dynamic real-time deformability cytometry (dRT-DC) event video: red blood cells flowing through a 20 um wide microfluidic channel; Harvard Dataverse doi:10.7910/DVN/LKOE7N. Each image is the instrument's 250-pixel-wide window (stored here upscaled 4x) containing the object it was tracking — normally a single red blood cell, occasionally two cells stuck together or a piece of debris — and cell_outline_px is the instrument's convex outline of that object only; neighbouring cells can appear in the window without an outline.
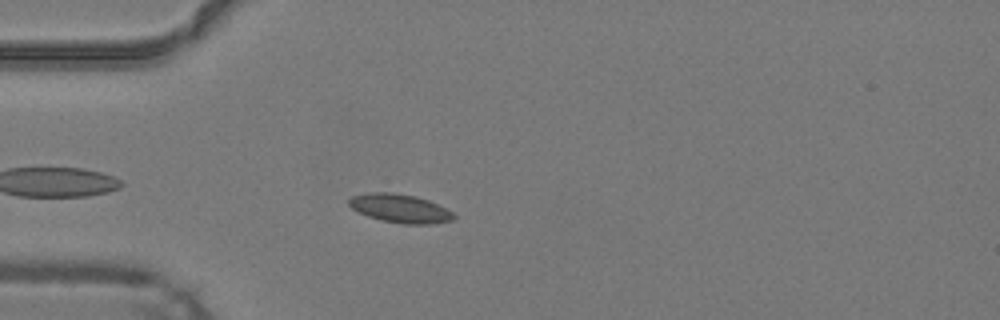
{"species": "common noctule bat (a hibernating species)", "species_latin": "Nyctalus noctula", "temperature_condition": "warm", "stored_images_in_passage": 30, "camera_frame_rate_fps": 3000, "um_per_image_px": 0.085, "animal": {"sex": "male", "body_mass_g": 19.2, "forearm_length_mm": 51.8}, "frame": {"image": 1, "passage_image": 5, "time_ms": 1.333, "image_size_px": [1000, 320], "cell_outline_px": [[456, 216], [452, 220], [432, 224], [400, 224], [380, 220], [368, 216], [352, 208], [348, 204], [348, 200], [352, 196], [372, 192], [392, 192], [416, 196], [428, 200], [452, 212]], "centroid_in_image_um": [33.99, 17.72], "position_along_channel_um": 51.0, "area_um2": 17.4}}
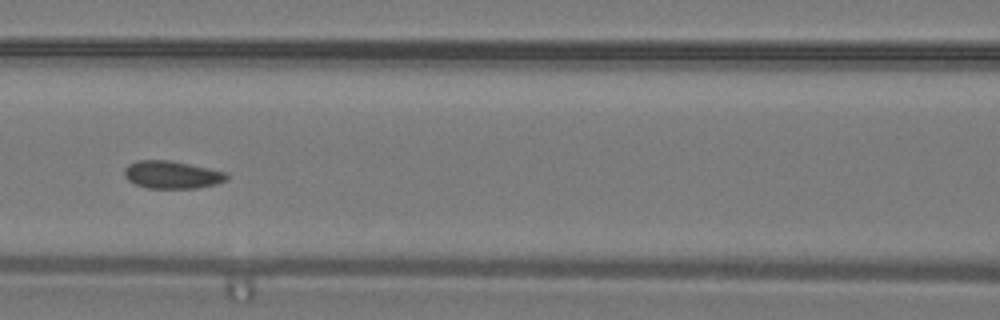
{"frame": {"image": 2, "passage_image": 13, "time_ms": 4.0, "image_size_px": [1000, 320], "cell_outline_px": [[228, 180], [216, 184], [196, 188], [148, 188], [136, 184], [128, 180], [124, 176], [124, 168], [128, 164], [136, 160], [168, 160], [228, 172]], "centroid_in_image_um": [14.62, 14.85], "position_along_channel_um": 152.0, "area_um2": 16.53}}
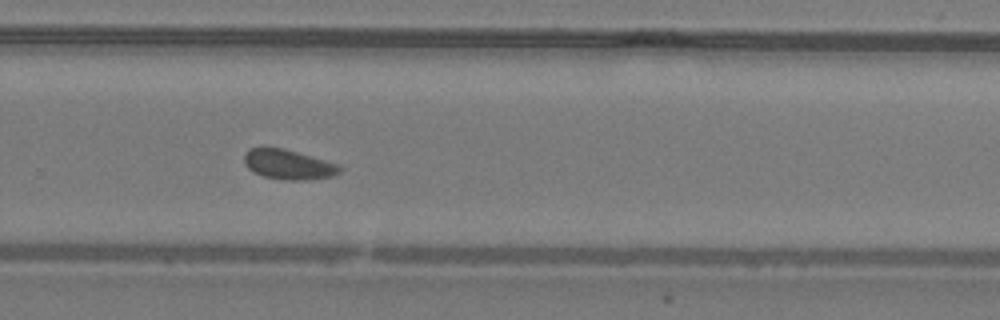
{"frame": {"image": 3, "passage_image": 24, "time_ms": 7.667, "image_size_px": [1000, 320], "cell_outline_px": [[344, 168], [340, 172], [332, 176], [304, 180], [284, 180], [264, 176], [252, 172], [244, 164], [244, 152], [248, 148], [284, 148], [340, 164]], "centroid_in_image_um": [24.52, 13.98], "position_along_channel_um": 305.3, "area_um2": 16.76}, "authors_computed_cell_mechanics": {"area_um2": 16.6464, "velocity_mm_per_s": 4.2006, "shape_relaxation_time_tau1_ms": 2.7487, "shape_relaxation_time_tau2_ms": null, "deformation_change_tau1": 0.0644, "deformation_change_tau2": null}}